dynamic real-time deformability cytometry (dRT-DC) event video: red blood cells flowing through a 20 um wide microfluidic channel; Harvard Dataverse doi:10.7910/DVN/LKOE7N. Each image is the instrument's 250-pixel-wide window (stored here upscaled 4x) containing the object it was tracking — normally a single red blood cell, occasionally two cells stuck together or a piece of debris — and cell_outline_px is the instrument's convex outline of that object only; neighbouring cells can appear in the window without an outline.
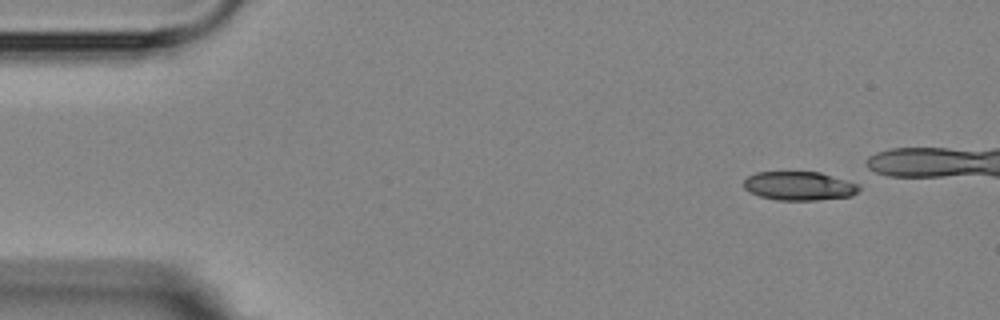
{"species": "Egyptian fruit bat (a non-hibernating species)", "species_latin": "Rousettus aegyptiacus", "temperature_condition": "room temperature", "stored_images_in_passage": 4, "camera_frame_rate_fps": 3000, "um_per_image_px": 0.085, "animal": {"sex": "female"}, "frame": {"image": 1, "passage_image": 1, "time_ms": 0.0, "image_size_px": [1000, 320], "cell_outline_px": [[860, 188], [852, 196], [816, 200], [776, 200], [760, 196], [744, 188], [744, 180], [748, 176], [756, 172], [820, 172], [860, 184]], "centroid_in_image_um": [67.95, 15.8], "position_along_channel_um": 17.1, "area_um2": 19.31}}